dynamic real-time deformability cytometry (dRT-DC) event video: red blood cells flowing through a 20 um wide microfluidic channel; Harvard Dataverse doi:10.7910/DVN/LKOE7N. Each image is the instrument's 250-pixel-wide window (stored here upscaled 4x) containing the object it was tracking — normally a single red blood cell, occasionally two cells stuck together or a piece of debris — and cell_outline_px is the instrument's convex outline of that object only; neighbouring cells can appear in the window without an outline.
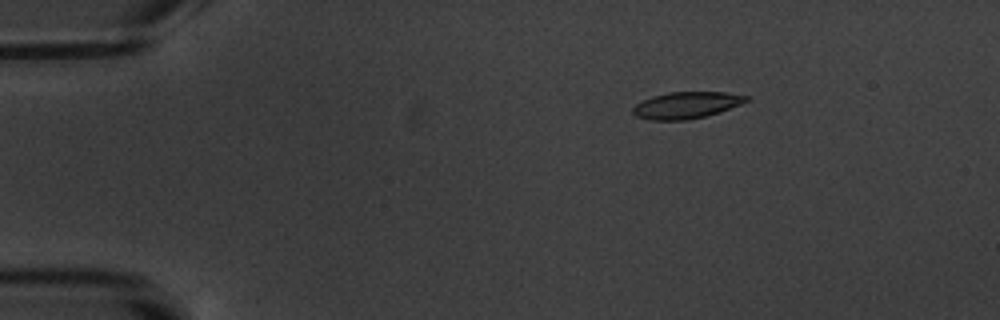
{"species": "common noctule bat (a hibernating species)", "species_latin": "Nyctalus noctula", "temperature_condition": "warm", "stored_images_in_passage": 16, "camera_frame_rate_fps": 3000, "um_per_image_px": 0.085, "animal": {"sex": "male", "body_mass_g": 20.1, "forearm_length_mm": 53.5}, "frame": {"image": 1, "passage_image": 2, "time_ms": 2.0, "image_size_px": [1000, 320], "cell_outline_px": [[752, 100], [720, 112], [688, 120], [648, 120], [636, 116], [632, 112], [632, 108], [636, 104], [652, 96], [668, 92], [724, 92], [748, 96]], "centroid_in_image_um": [58.36, 8.94], "position_along_channel_um": 26.6, "area_um2": 17.69}}
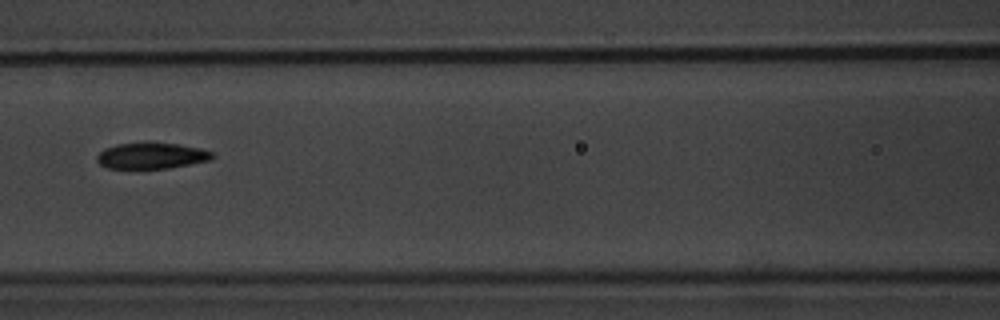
{"frame": {"image": 2, "passage_image": 7, "time_ms": 7.667, "image_size_px": [1000, 320], "cell_outline_px": [[216, 156], [212, 160], [168, 168], [108, 168], [100, 164], [96, 160], [96, 156], [104, 148], [116, 144], [144, 140], [148, 140], [176, 144], [200, 148], [212, 152]], "centroid_in_image_um": [12.87, 13.2], "position_along_channel_um": 153.7, "area_um2": 18.09}}
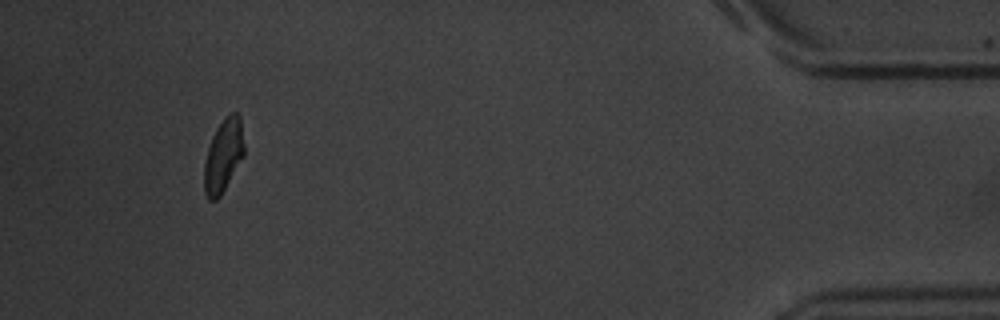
{"frame": {"image": 3, "passage_image": 15, "time_ms": 17.0, "image_size_px": [1000, 320], "cell_outline_px": [[244, 156], [220, 196], [216, 200], [208, 200], [204, 192], [204, 164], [208, 148], [212, 136], [216, 128], [224, 116], [232, 112], [236, 112], [240, 116], [244, 144]], "centroid_in_image_um": [18.98, 13.21], "position_along_channel_um": 416.2, "area_um2": 17.11}, "authors_computed_cell_mechanics": {"area_um2": 17.8891, "velocity_mm_per_s": 3.4919, "shape_relaxation_time_tau1_ms": 3.563, "shape_relaxation_time_tau2_ms": 2.2385, "deformation_change_tau1": 0.1071, "deformation_change_tau2": 0.0564}}